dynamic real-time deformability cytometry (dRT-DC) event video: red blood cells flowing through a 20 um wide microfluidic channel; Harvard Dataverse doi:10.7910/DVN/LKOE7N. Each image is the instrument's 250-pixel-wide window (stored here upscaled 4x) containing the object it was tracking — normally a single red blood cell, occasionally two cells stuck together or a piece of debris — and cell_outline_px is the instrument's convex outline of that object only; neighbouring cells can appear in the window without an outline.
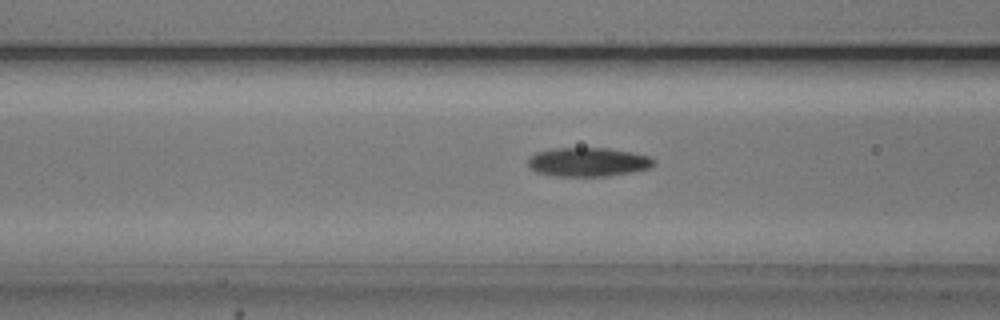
{"species": "common noctule bat (a hibernating species)", "species_latin": "Nyctalus noctula", "temperature_condition": "cold", "stored_images_in_passage": 54, "camera_frame_rate_fps": 3000, "um_per_image_px": 0.085, "animal": {"sex": "male", "body_mass_g": 20.5, "forearm_length_mm": 52.5}, "frame": {"image": 1, "passage_image": 21, "time_ms": 6.667, "image_size_px": [1000, 320], "cell_outline_px": [[656, 164], [652, 168], [632, 172], [608, 176], [556, 176], [536, 172], [528, 164], [528, 160], [536, 152], [552, 148], [608, 148], [652, 156], [656, 160]], "centroid_in_image_um": [50.05, 13.77], "position_along_channel_um": 116.5, "area_um2": 21.39}}
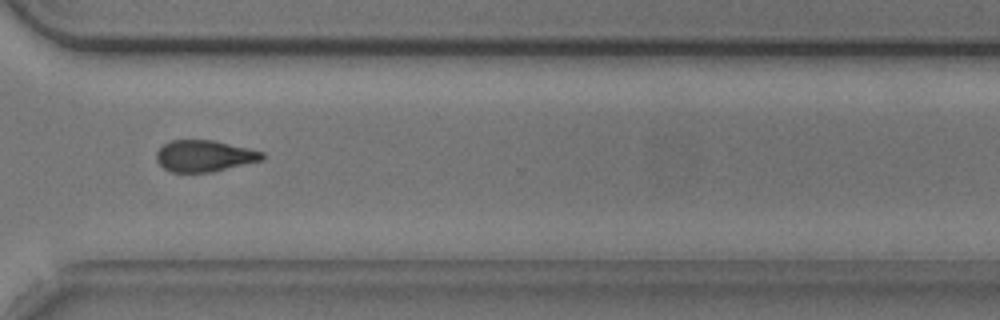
{"frame": {"image": 2, "passage_image": 40, "time_ms": 13.0, "image_size_px": [1000, 320], "cell_outline_px": [[264, 156], [260, 160], [212, 172], [172, 172], [164, 168], [156, 160], [156, 152], [164, 144], [172, 140], [216, 140], [264, 152]], "centroid_in_image_um": [17.35, 13.24], "position_along_channel_um": 353.3, "area_um2": 19.25}}
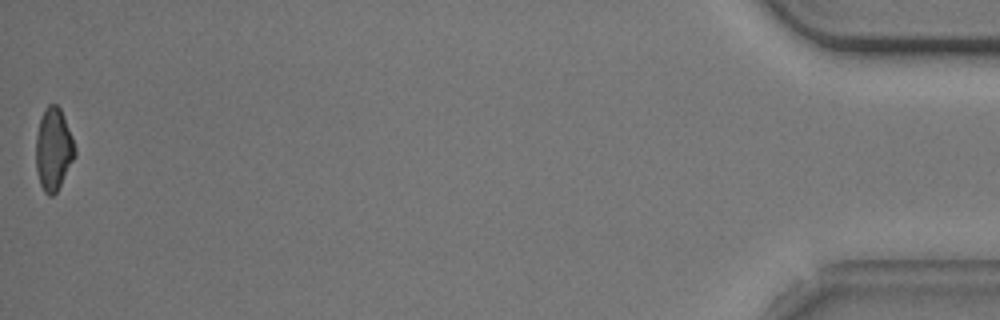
{"frame": {"image": 3, "passage_image": 54, "time_ms": 17.667, "image_size_px": [1000, 320], "cell_outline_px": [[76, 156], [56, 192], [52, 196], [48, 196], [44, 192], [40, 184], [36, 168], [36, 136], [40, 120], [44, 108], [48, 104], [56, 104], [60, 108], [72, 136], [76, 148]], "centroid_in_image_um": [4.55, 12.69], "position_along_channel_um": 430.7, "area_um2": 18.73}, "authors_computed_cell_mechanics": {"area_um2": 19.5653, "velocity_mm_per_s": 3.7425, "shape_relaxation_time_tau1_ms": 3.6361, "shape_relaxation_time_tau2_ms": 7.4122, "deformation_change_tau1": 0.1148, "deformation_change_tau2": 0.1374}}